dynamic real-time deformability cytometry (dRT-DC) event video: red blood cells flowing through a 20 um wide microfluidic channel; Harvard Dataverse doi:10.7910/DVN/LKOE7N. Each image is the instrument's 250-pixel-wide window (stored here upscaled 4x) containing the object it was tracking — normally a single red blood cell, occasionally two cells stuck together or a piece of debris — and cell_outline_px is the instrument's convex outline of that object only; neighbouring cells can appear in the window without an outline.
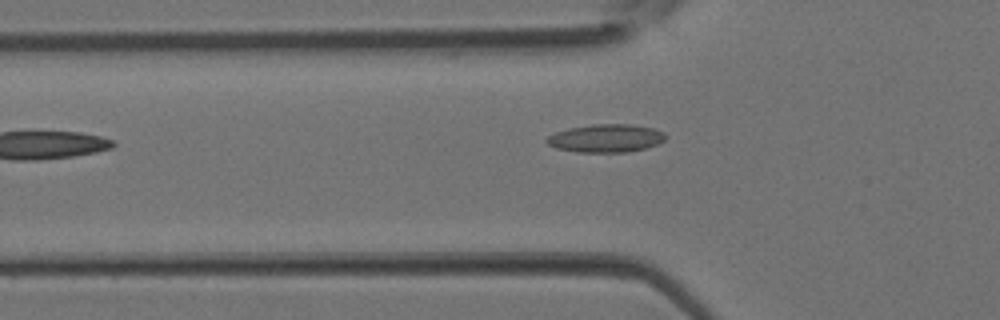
{"species": "Egyptian fruit bat (a non-hibernating species)", "species_latin": "Rousettus aegyptiacus", "temperature_condition": "room temperature", "stored_images_in_passage": 4, "camera_frame_rate_fps": 3000, "um_per_image_px": 0.085, "animal": {"sex": "female"}, "frame": {"image": 1, "passage_image": 4, "time_ms": 1.0, "image_size_px": [1000, 320], "cell_outline_px": [[664, 140], [656, 144], [644, 148], [628, 152], [576, 152], [556, 148], [548, 144], [544, 140], [548, 136], [556, 132], [568, 128], [592, 124], [632, 124], [652, 128], [664, 132]], "centroid_in_image_um": [51.46, 11.75], "position_along_channel_um": 74.3, "area_um2": 19.36}}